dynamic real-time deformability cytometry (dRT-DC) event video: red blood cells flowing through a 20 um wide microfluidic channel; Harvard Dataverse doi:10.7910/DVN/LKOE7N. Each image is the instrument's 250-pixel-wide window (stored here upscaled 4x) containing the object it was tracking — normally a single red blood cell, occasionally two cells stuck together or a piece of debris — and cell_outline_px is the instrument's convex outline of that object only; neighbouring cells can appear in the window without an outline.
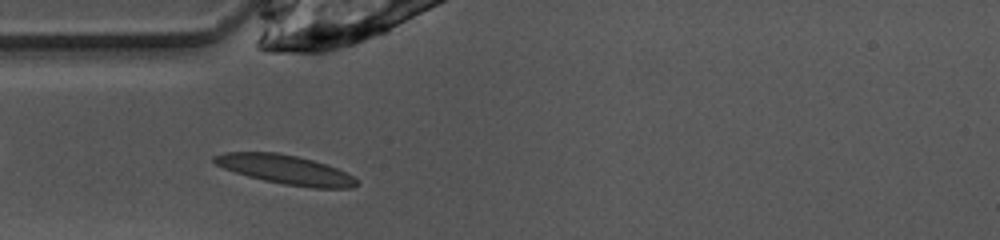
{"species": "common noctule bat (a hibernating species)", "species_latin": "Nyctalus noctula", "temperature_condition": "warm", "stored_images_in_passage": 23, "camera_frame_rate_fps": 3000, "um_per_image_px": 0.085, "animal": {"sex": "female", "body_mass_g": 10.0, "forearm_length_mm": 53.1}, "frame": {"image": 1, "passage_image": 2, "time_ms": 0.333, "image_size_px": [1000, 240], "cell_outline_px": [[360, 184], [352, 188], [312, 188], [284, 184], [264, 180], [248, 176], [224, 168], [216, 164], [212, 160], [212, 156], [224, 152], [276, 152], [296, 156], [312, 160], [336, 168], [352, 176]], "centroid_in_image_um": [24.25, 14.42], "position_along_channel_um": 60.8, "area_um2": 23.99}}
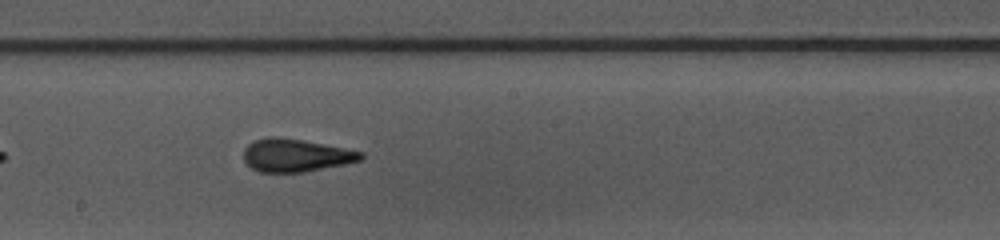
{"frame": {"image": 2, "passage_image": 14, "time_ms": 4.333, "image_size_px": [1000, 240], "cell_outline_px": [[364, 156], [360, 160], [344, 164], [304, 172], [260, 172], [252, 168], [244, 160], [244, 148], [248, 144], [256, 140], [268, 136], [276, 136], [304, 140], [364, 152]], "centroid_in_image_um": [25.12, 13.19], "position_along_channel_um": 223.1, "area_um2": 22.37}}
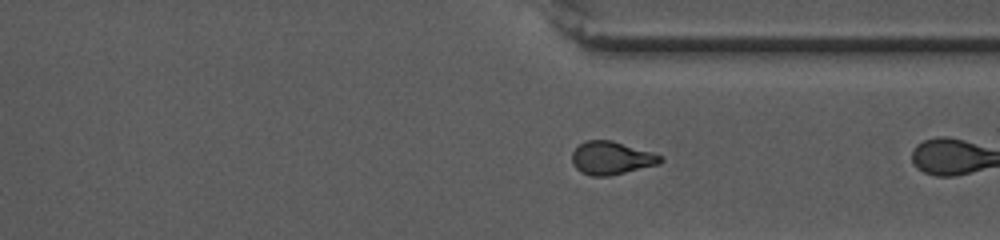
{"frame": {"image": 3, "passage_image": 22, "time_ms": 7.0, "image_size_px": [1000, 240], "cell_outline_px": [[664, 160], [660, 164], [608, 176], [592, 176], [580, 172], [572, 164], [572, 152], [580, 144], [588, 140], [612, 140], [652, 152], [664, 156]], "centroid_in_image_um": [51.99, 13.43], "position_along_channel_um": 359.4, "area_um2": 17.11}}